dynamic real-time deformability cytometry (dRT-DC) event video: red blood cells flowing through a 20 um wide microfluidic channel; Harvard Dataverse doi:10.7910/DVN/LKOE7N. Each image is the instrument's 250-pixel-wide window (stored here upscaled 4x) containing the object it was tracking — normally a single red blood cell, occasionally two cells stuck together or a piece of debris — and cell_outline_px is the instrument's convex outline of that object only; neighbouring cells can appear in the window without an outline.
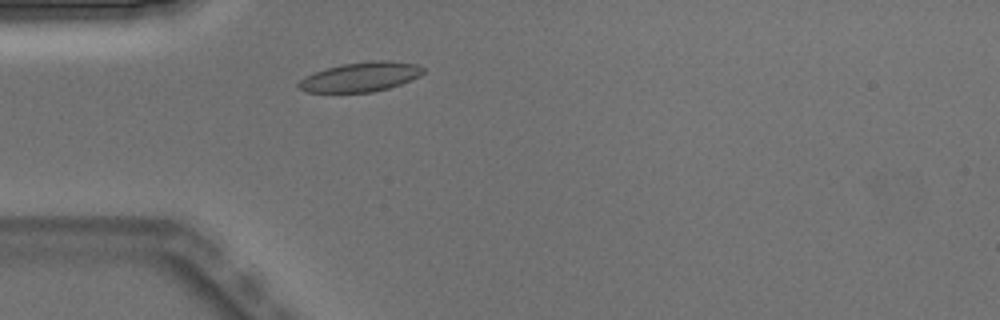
{"species": "Egyptian fruit bat (a non-hibernating species)", "species_latin": "Rousettus aegyptiacus", "temperature_condition": "warm", "stored_images_in_passage": 2, "camera_frame_rate_fps": 3000, "um_per_image_px": 0.085, "animal": {"sex": "male"}, "frame": {"image": 1, "passage_image": 2, "time_ms": 0.333, "image_size_px": [1000, 320], "cell_outline_px": [[424, 72], [420, 76], [400, 84], [388, 88], [372, 92], [308, 92], [300, 88], [296, 84], [304, 76], [328, 68], [344, 64], [372, 60], [388, 60], [416, 64], [424, 68]], "centroid_in_image_um": [30.67, 6.53], "position_along_channel_um": 54.3, "area_um2": 21.21}}